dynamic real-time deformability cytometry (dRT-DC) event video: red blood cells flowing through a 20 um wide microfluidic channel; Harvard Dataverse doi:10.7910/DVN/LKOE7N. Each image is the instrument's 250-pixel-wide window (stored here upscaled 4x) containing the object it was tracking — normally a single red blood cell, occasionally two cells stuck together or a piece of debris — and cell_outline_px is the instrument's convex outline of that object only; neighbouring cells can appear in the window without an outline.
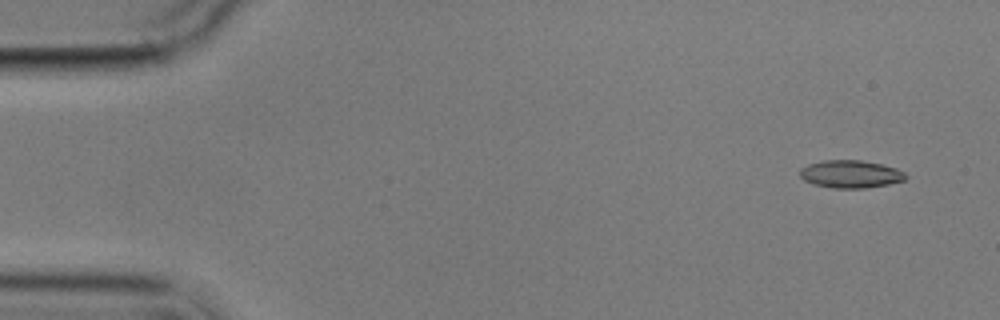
{"species": "common noctule bat (a hibernating species)", "species_latin": "Nyctalus noctula", "temperature_condition": "cold", "stored_images_in_passage": 9, "camera_frame_rate_fps": 3000, "um_per_image_px": 0.085, "animal": {"sex": "male", "body_mass_g": 17.9}, "frame": {"image": 1, "passage_image": 1, "time_ms": 0.0, "image_size_px": [1000, 320], "cell_outline_px": [[908, 176], [904, 180], [888, 184], [864, 188], [832, 188], [812, 184], [804, 180], [800, 176], [800, 168], [808, 164], [824, 160], [860, 160], [880, 164], [896, 168], [904, 172]], "centroid_in_image_um": [72.28, 14.8], "position_along_channel_um": 12.7, "area_um2": 17.05}}
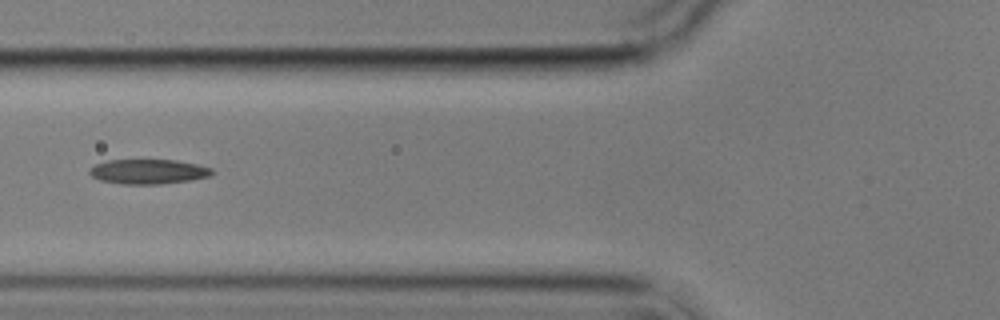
{"frame": {"image": 2, "passage_image": 6, "time_ms": 6.0, "image_size_px": [1000, 320], "cell_outline_px": [[216, 172], [212, 176], [192, 180], [160, 184], [124, 184], [100, 180], [92, 176], [88, 172], [96, 164], [108, 160], [176, 160], [196, 164], [212, 168]], "centroid_in_image_um": [12.67, 14.59], "position_along_channel_um": 113.1, "area_um2": 17.69}}
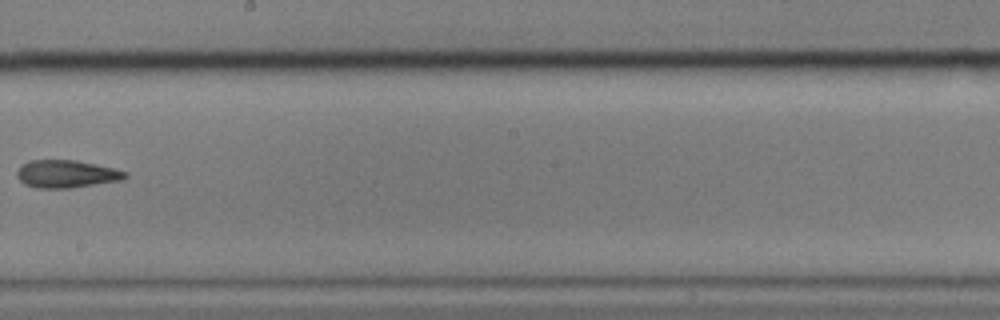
{"frame": {"image": 3, "passage_image": 9, "time_ms": 9.667, "image_size_px": [1000, 320], "cell_outline_px": [[128, 176], [120, 180], [72, 188], [36, 188], [24, 184], [16, 176], [16, 172], [20, 164], [28, 160], [76, 160], [96, 164], [128, 172]], "centroid_in_image_um": [5.6, 14.78], "position_along_channel_um": 242.6, "area_um2": 17.57}}